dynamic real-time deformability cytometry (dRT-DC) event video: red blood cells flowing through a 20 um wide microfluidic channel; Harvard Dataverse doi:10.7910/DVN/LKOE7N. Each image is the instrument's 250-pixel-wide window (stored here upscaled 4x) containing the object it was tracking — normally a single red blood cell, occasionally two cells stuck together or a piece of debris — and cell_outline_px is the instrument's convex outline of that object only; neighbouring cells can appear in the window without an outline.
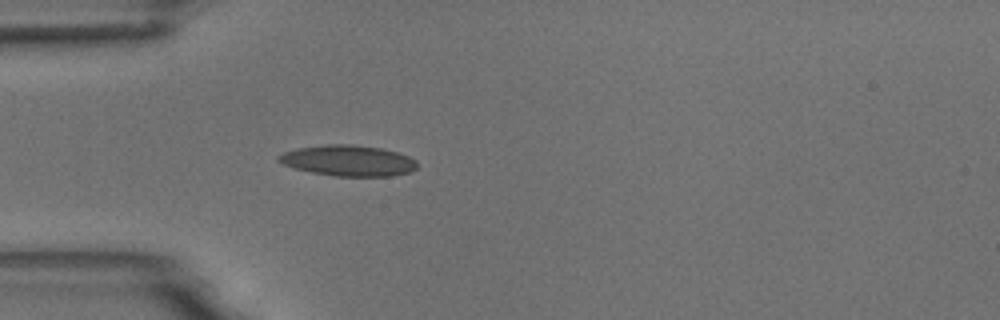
{"species": "common noctule bat (a hibernating species)", "species_latin": "Nyctalus noctula", "temperature_condition": "room temperature", "stored_images_in_passage": 5, "camera_frame_rate_fps": 3000, "um_per_image_px": 0.085, "animal": {"sex": "male", "body_mass_g": 18.8}, "frame": {"image": 1, "passage_image": 5, "time_ms": 4.667, "image_size_px": [1000, 320], "cell_outline_px": [[416, 168], [412, 172], [392, 176], [336, 176], [312, 172], [296, 168], [284, 164], [276, 160], [276, 156], [284, 152], [296, 148], [324, 144], [352, 144], [380, 148], [396, 152], [408, 156], [416, 160]], "centroid_in_image_um": [29.6, 13.65], "position_along_channel_um": 55.4, "area_um2": 24.91}}